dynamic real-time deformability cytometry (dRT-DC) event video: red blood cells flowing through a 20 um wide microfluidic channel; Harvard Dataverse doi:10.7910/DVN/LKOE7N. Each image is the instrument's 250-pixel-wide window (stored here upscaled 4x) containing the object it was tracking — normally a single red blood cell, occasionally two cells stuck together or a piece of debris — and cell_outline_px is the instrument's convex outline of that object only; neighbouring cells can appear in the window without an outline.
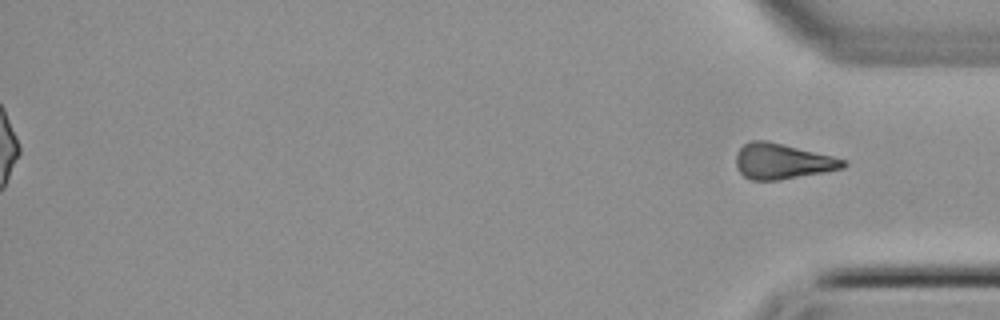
{"species": "common noctule bat (a hibernating species)", "species_latin": "Nyctalus noctula", "temperature_condition": "cold", "stored_images_in_passage": 50, "segment_of_instrument_passage": [2, 2], "camera_frame_rate_fps": 3000, "um_per_image_px": 0.085, "animal": {"sex": "female", "body_mass_g": 22.7, "forearm_length_mm": 54.2}, "frame": {"image": 1, "passage_image": 50, "time_ms": 16.333, "image_size_px": [1000, 320], "cell_outline_px": [[848, 164], [844, 168], [824, 172], [780, 180], [752, 180], [744, 176], [736, 168], [736, 156], [740, 148], [744, 144], [752, 140], [768, 140], [848, 160]], "centroid_in_image_um": [66.51, 13.71], "position_along_channel_um": 368.7, "area_um2": 22.25}}